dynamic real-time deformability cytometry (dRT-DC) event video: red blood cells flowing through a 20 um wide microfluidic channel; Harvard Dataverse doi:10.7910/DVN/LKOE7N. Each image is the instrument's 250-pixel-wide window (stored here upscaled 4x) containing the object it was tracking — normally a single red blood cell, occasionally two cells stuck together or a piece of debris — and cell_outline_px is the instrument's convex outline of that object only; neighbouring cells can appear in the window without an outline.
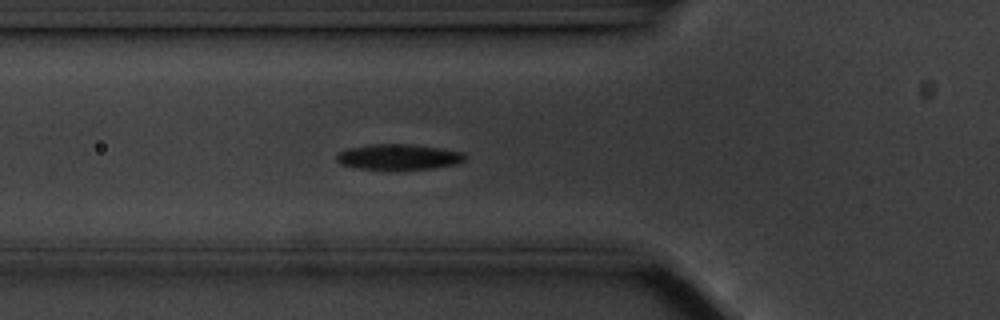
{"species": "common noctule bat (a hibernating species)", "species_latin": "Nyctalus noctula", "temperature_condition": "cold", "stored_images_in_passage": 21, "camera_frame_rate_fps": 3000, "um_per_image_px": 0.085, "animal": {"sex": "male", "body_mass_g": 20.1, "forearm_length_mm": 53.5}, "frame": {"image": 1, "passage_image": 10, "time_ms": 3.0, "image_size_px": [1000, 320], "cell_outline_px": [[464, 160], [456, 164], [432, 168], [392, 172], [356, 168], [340, 164], [336, 160], [336, 156], [340, 152], [348, 148], [368, 144], [412, 144], [460, 152], [464, 156]], "centroid_in_image_um": [33.78, 13.38], "position_along_channel_um": 92.0, "area_um2": 19.59}}
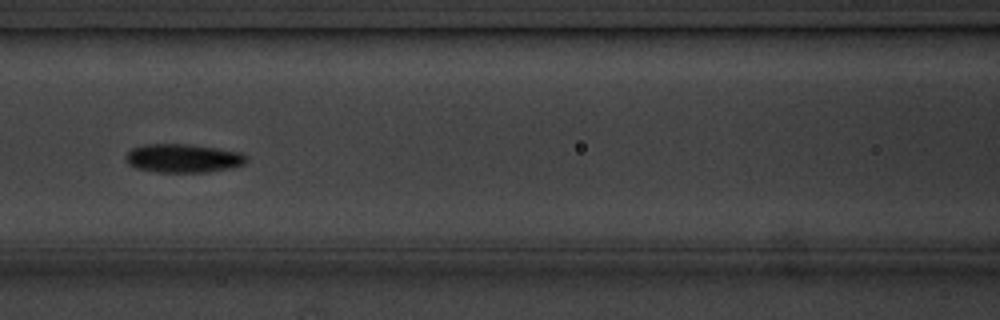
{"frame": {"image": 2, "passage_image": 15, "time_ms": 4.667, "image_size_px": [1000, 320], "cell_outline_px": [[248, 160], [244, 164], [232, 168], [208, 172], [156, 172], [136, 168], [128, 164], [124, 160], [124, 156], [132, 148], [144, 144], [184, 144], [216, 148], [240, 152], [248, 156]], "centroid_in_image_um": [15.55, 13.46], "position_along_channel_um": 151.0, "area_um2": 20.29}}